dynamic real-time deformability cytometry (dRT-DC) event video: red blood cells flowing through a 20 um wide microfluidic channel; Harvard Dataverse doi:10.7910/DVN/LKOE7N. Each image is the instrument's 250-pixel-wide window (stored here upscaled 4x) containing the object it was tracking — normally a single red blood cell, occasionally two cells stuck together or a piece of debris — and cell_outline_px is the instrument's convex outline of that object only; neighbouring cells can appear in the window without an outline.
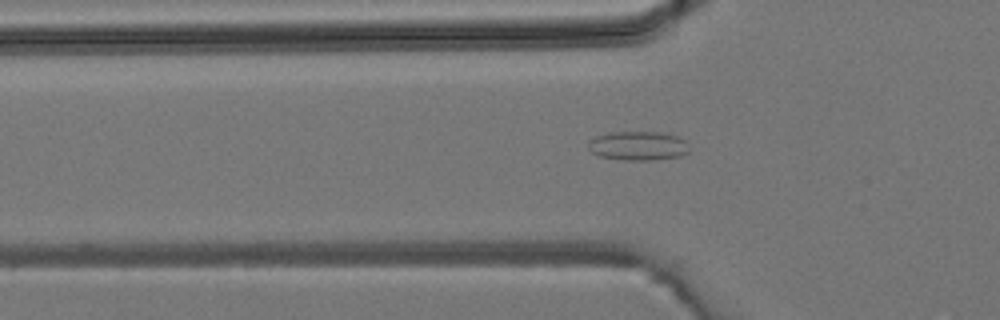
{"species": "common noctule bat (a hibernating species)", "species_latin": "Nyctalus noctula", "temperature_condition": "room temperature", "stored_images_in_passage": 37, "camera_frame_rate_fps": 3000, "um_per_image_px": 0.085, "animal": {"sex": "male", "body_mass_g": 19.2, "forearm_length_mm": 51.8}, "frame": {"image": 1, "passage_image": 6, "time_ms": 1.667, "image_size_px": [1000, 320], "cell_outline_px": [[688, 152], [680, 156], [652, 160], [624, 160], [600, 156], [592, 152], [588, 148], [588, 140], [596, 136], [608, 132], [664, 132], [676, 136], [684, 140]], "centroid_in_image_um": [54.19, 12.38], "position_along_channel_um": 71.6, "area_um2": 17.05}}
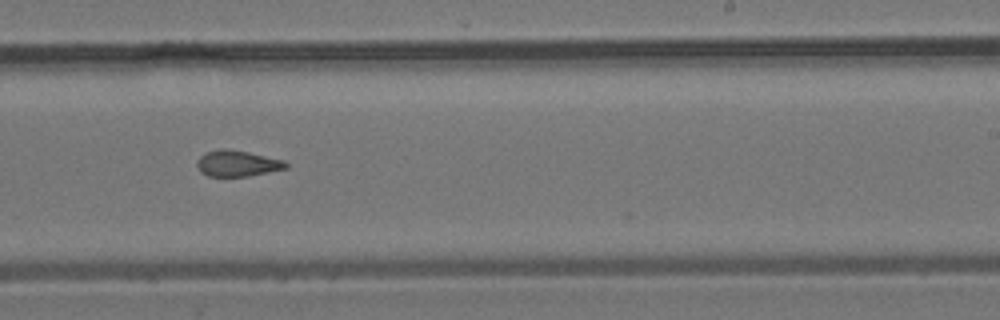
{"frame": {"image": 2, "passage_image": 19, "time_ms": 6.0, "image_size_px": [1000, 320], "cell_outline_px": [[288, 168], [248, 176], [208, 176], [200, 172], [196, 164], [196, 160], [200, 156], [208, 152], [224, 148], [228, 148], [248, 152], [284, 160], [288, 164]], "centroid_in_image_um": [20.17, 13.89], "position_along_channel_um": 268.8, "area_um2": 13.47}}
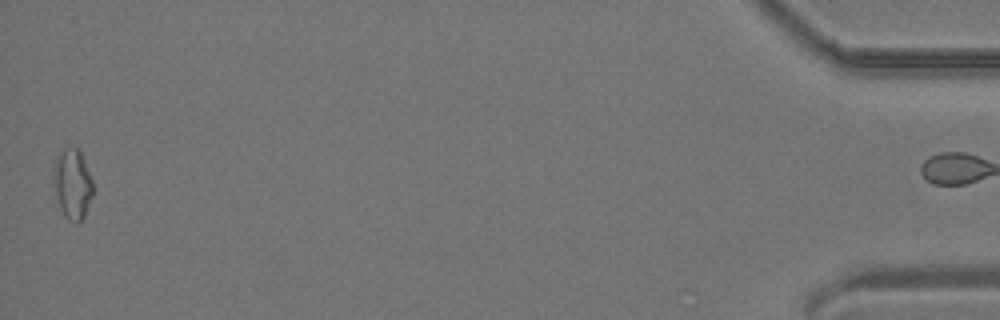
{"frame": {"image": 3, "passage_image": 36, "time_ms": 11.667, "image_size_px": [1000, 320], "cell_outline_px": [[92, 196], [84, 216], [76, 224], [68, 220], [64, 216], [60, 208], [52, 184], [56, 160], [60, 152], [64, 148], [80, 148], [92, 180]], "centroid_in_image_um": [6.15, 15.65], "position_along_channel_um": 429.0, "area_um2": 16.07}}